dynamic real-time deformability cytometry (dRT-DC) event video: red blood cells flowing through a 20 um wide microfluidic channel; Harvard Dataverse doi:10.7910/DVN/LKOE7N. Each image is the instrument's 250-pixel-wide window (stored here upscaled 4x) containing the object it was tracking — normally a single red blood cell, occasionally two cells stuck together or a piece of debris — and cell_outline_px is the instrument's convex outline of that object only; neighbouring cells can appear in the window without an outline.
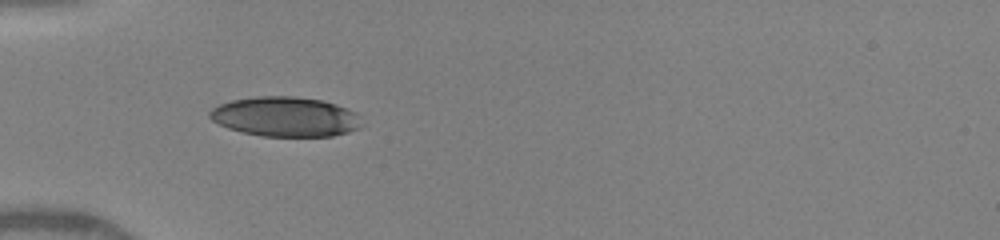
{"species": "human", "species_latin": "Homo sapiens", "temperature_condition": "warm", "stored_images_in_passage": 25, "camera_frame_rate_fps": 3000, "um_per_image_px": 0.085, "donor": {"sex": "female"}, "frame": {"image": 1, "passage_image": 5, "time_ms": 1.0, "image_size_px": [1000, 240], "cell_outline_px": [[364, 124], [360, 128], [348, 132], [332, 136], [260, 136], [228, 128], [212, 120], [208, 116], [208, 112], [212, 108], [220, 104], [232, 100], [256, 96], [296, 96], [320, 100], [336, 104], [356, 112]], "centroid_in_image_um": [24.27, 9.92], "position_along_channel_um": 60.7, "area_um2": 35.32}}